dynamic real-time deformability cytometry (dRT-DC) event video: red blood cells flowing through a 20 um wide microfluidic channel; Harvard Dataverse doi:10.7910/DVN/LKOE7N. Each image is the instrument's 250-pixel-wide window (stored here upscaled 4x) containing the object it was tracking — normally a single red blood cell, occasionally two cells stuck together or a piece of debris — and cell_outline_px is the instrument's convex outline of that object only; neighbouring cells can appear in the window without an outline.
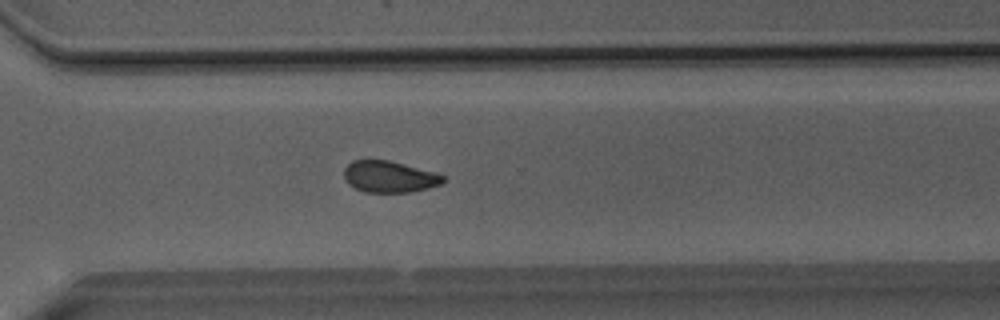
{"species": "Egyptian fruit bat (a non-hibernating species)", "species_latin": "Rousettus aegyptiacus", "temperature_condition": "room temperature", "stored_images_in_passage": 51, "camera_frame_rate_fps": 3000, "um_per_image_px": 0.085, "animal": {"sex": "male"}, "frame": {"image": 1, "passage_image": 37, "time_ms": 12.0, "image_size_px": [1000, 320], "cell_outline_px": [[444, 180], [440, 184], [428, 188], [408, 192], [364, 192], [348, 184], [344, 176], [344, 168], [352, 160], [388, 160], [436, 172], [444, 176]], "centroid_in_image_um": [33.08, 15.01], "position_along_channel_um": 337.5, "area_um2": 18.09}}
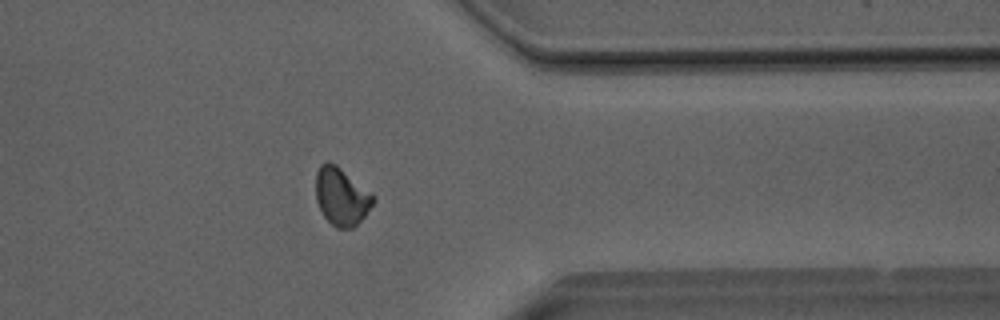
{"frame": {"image": 2, "passage_image": 41, "time_ms": 13.333, "image_size_px": [1000, 320], "cell_outline_px": [[376, 200], [364, 216], [352, 228], [336, 228], [324, 216], [316, 200], [316, 172], [320, 164], [324, 160], [328, 160], [336, 164], [376, 196]], "centroid_in_image_um": [29.02, 16.67], "position_along_channel_um": 382.4, "area_um2": 19.36}}
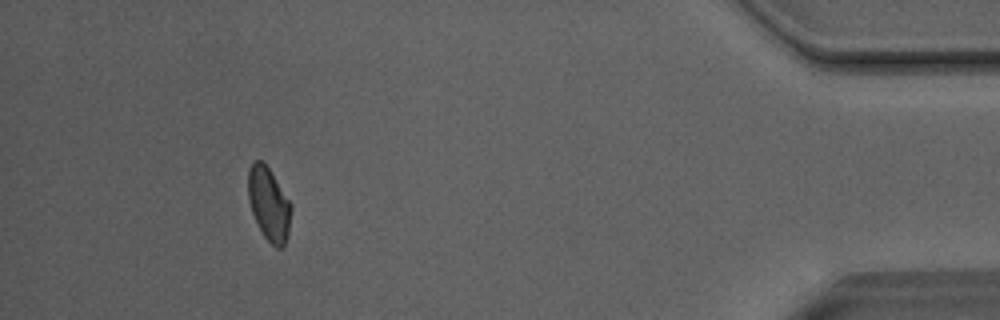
{"frame": {"image": 3, "passage_image": 47, "time_ms": 15.333, "image_size_px": [1000, 320], "cell_outline_px": [[292, 208], [288, 232], [284, 244], [280, 248], [276, 248], [264, 236], [252, 212], [248, 200], [248, 168], [252, 160], [264, 160], [292, 204]], "centroid_in_image_um": [22.84, 17.27], "position_along_channel_um": 412.4, "area_um2": 18.44}, "authors_computed_cell_mechanics": {"area_um2": 19.1896, "velocity_mm_per_s": 4.0509, "shape_relaxation_time_tau1_ms": null, "shape_relaxation_time_tau2_ms": 2.6598, "deformation_change_tau1": null, "deformation_change_tau2": 0.0828}}